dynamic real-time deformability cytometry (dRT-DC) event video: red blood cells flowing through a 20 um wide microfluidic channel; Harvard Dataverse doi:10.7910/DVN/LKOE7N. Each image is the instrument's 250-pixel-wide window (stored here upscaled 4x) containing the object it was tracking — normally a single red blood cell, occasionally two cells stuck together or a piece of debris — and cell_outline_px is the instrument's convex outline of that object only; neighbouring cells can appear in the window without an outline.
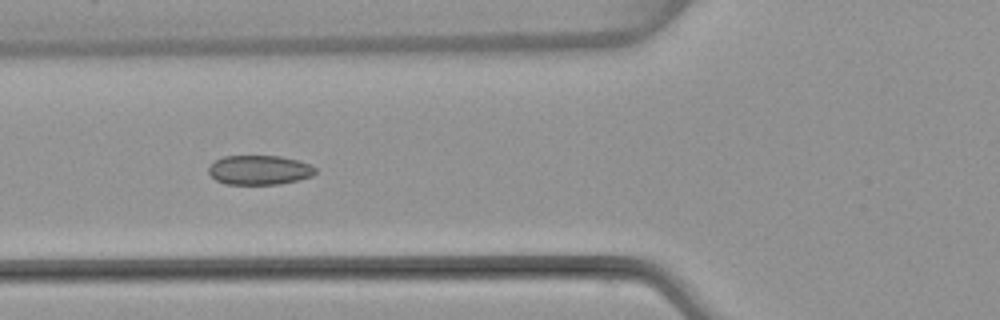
{"species": "common noctule bat (a hibernating species)", "species_latin": "Nyctalus noctula", "temperature_condition": "warm", "stored_images_in_passage": 5, "camera_frame_rate_fps": 3000, "um_per_image_px": 0.085, "animal": {"sex": "female", "body_mass_g": 22.7, "forearm_length_mm": 54.2}, "frame": {"image": 1, "passage_image": 4, "time_ms": 4.667, "image_size_px": [1000, 320], "cell_outline_px": [[316, 172], [312, 176], [280, 184], [224, 184], [216, 180], [208, 172], [208, 168], [216, 160], [224, 156], [280, 156], [296, 160], [308, 164], [316, 168]], "centroid_in_image_um": [22.03, 14.45], "position_along_channel_um": 103.8, "area_um2": 18.15}}
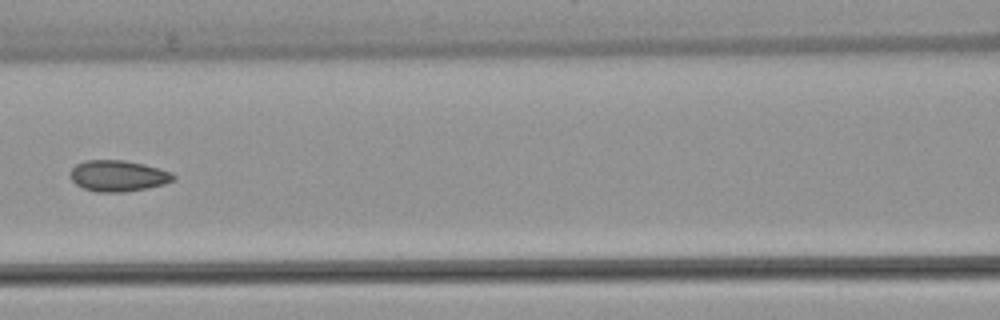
{"frame": {"image": 2, "passage_image": 5, "time_ms": 6.0, "image_size_px": [1000, 320], "cell_outline_px": [[176, 180], [164, 184], [148, 188], [124, 192], [96, 192], [84, 188], [76, 184], [68, 176], [68, 172], [76, 164], [84, 160], [124, 160], [144, 164], [160, 168], [172, 172], [176, 176]], "centroid_in_image_um": [10.04, 14.94], "position_along_channel_um": 156.6, "area_um2": 19.02}}